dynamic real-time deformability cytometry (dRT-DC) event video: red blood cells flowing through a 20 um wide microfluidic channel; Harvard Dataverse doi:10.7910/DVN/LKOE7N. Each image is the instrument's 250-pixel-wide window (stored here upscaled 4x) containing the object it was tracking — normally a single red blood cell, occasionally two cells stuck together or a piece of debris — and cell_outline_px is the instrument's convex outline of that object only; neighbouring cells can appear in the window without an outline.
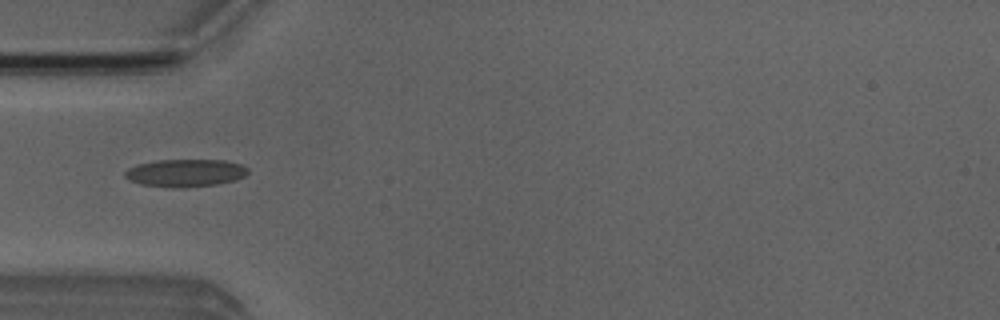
{"species": "Egyptian fruit bat (a non-hibernating species)", "species_latin": "Rousettus aegyptiacus", "temperature_condition": "room temperature", "stored_images_in_passage": 18, "camera_frame_rate_fps": 3000, "um_per_image_px": 0.085, "animal": {"sex": "male"}, "frame": {"image": 1, "passage_image": 15, "time_ms": 4.667, "image_size_px": [1000, 320], "cell_outline_px": [[248, 172], [244, 176], [236, 180], [216, 184], [180, 188], [176, 188], [140, 184], [128, 180], [124, 176], [124, 172], [128, 168], [136, 164], [156, 160], [224, 160], [240, 164], [248, 168]], "centroid_in_image_um": [15.72, 14.7], "position_along_channel_um": 69.3, "area_um2": 19.88}}